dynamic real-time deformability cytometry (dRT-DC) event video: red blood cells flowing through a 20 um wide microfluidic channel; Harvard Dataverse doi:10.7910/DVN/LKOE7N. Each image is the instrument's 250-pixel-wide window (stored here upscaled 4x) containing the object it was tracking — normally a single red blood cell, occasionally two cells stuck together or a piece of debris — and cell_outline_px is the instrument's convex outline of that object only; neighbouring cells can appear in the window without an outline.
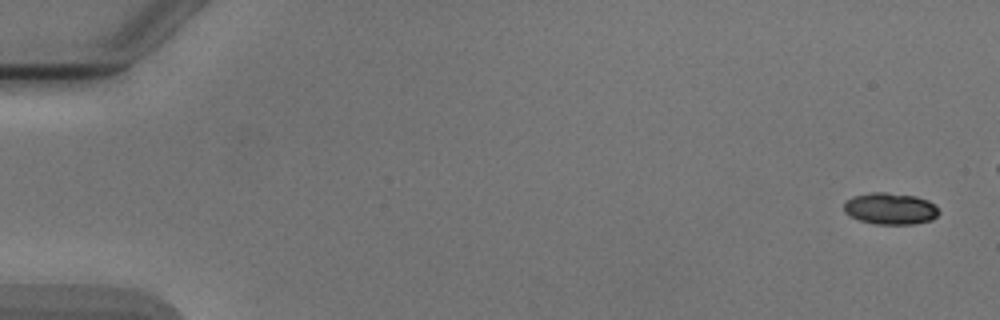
{"species": "Egyptian fruit bat (a non-hibernating species)", "species_latin": "Rousettus aegyptiacus", "temperature_condition": "cold", "stored_images_in_passage": 6, "camera_frame_rate_fps": 3000, "um_per_image_px": 0.085, "animal": {"sex": "male"}, "frame": {"image": 1, "passage_image": 1, "time_ms": 0.0, "image_size_px": [1000, 320], "cell_outline_px": [[940, 212], [932, 220], [916, 224], [876, 224], [860, 220], [848, 216], [844, 212], [844, 204], [852, 196], [872, 192], [884, 192], [916, 196], [928, 200], [936, 204]], "centroid_in_image_um": [75.7, 17.73], "position_along_channel_um": 9.3, "area_um2": 17.69}}